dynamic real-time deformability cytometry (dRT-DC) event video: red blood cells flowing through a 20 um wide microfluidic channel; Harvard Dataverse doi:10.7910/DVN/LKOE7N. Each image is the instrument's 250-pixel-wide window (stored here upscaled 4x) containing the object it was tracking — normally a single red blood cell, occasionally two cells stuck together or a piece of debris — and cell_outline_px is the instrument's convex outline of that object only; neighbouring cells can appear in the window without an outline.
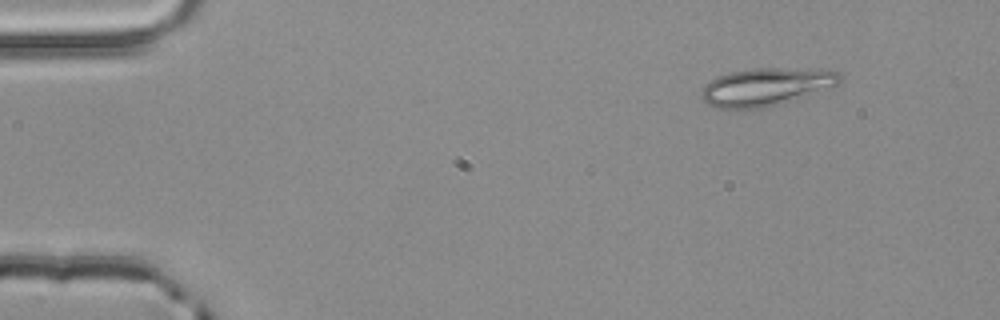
{"species": "common noctule bat (a hibernating species)", "species_latin": "Nyctalus noctula", "temperature_condition": "room temperature", "stored_images_in_passage": 3, "camera_frame_rate_fps": 3000, "um_per_image_px": 0.085, "animal": {"sex": "male", "body_mass_g": 20.4}, "frame": {"image": 1, "passage_image": 1, "time_ms": 0.0, "image_size_px": [1000, 320], "cell_outline_px": [[840, 84], [832, 88], [764, 108], [716, 108], [700, 100], [700, 92], [704, 84], [720, 76], [732, 72], [756, 68], [820, 68], [836, 72], [840, 76]], "centroid_in_image_um": [65.12, 7.38], "position_along_channel_um": 19.9, "area_um2": 30.58}}